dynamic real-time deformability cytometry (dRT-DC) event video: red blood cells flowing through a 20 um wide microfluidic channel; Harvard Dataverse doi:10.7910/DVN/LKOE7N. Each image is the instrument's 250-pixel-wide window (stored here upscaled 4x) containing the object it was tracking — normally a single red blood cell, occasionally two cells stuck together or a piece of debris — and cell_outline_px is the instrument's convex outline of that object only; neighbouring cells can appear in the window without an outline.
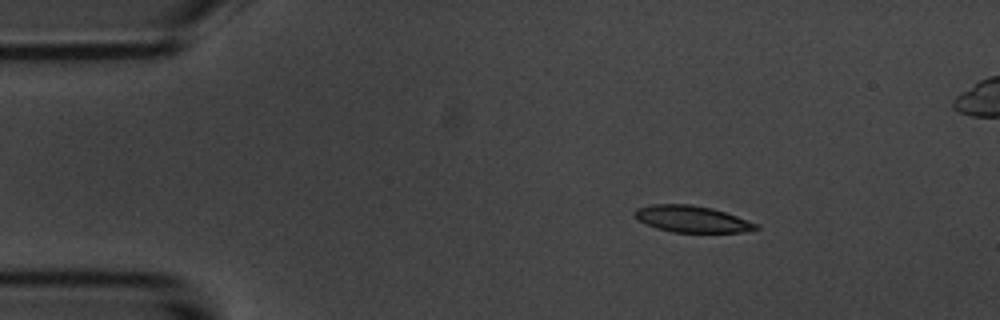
{"species": "common noctule bat (a hibernating species)", "species_latin": "Nyctalus noctula", "temperature_condition": "room temperature", "stored_images_in_passage": 4, "camera_frame_rate_fps": 3000, "um_per_image_px": 0.085, "animal": {"sex": "male", "body_mass_g": 20.1, "forearm_length_mm": 53.5}, "frame": {"image": 1, "passage_image": 1, "time_ms": 0.0, "image_size_px": [1000, 320], "cell_outline_px": [[760, 228], [744, 232], [672, 232], [656, 228], [632, 216], [632, 212], [636, 208], [652, 204], [692, 204], [712, 208], [760, 224]], "centroid_in_image_um": [58.8, 18.61], "position_along_channel_um": 26.2, "area_um2": 18.84}}